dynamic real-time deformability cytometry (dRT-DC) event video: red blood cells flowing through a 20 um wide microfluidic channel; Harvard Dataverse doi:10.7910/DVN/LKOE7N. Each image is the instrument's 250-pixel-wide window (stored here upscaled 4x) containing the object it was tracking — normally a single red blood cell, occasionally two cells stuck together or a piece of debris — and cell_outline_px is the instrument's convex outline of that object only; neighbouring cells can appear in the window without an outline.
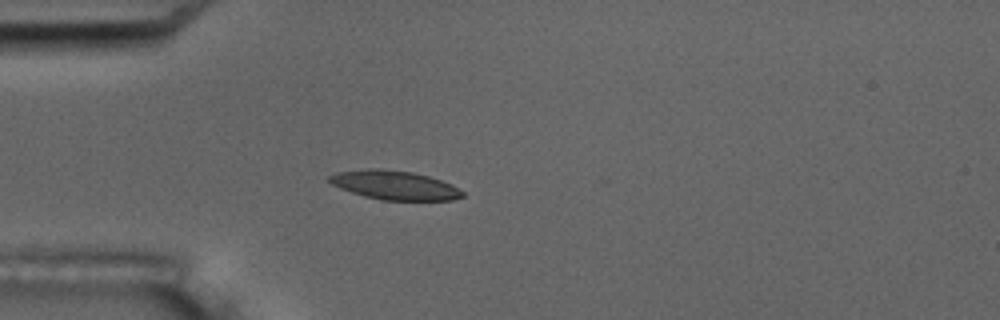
{"species": "common noctule bat (a hibernating species)", "species_latin": "Nyctalus noctula", "temperature_condition": "room temperature", "stored_images_in_passage": 5, "camera_frame_rate_fps": 3000, "um_per_image_px": 0.085, "animal": {"sex": "male", "body_mass_g": 17.5, "forearm_length_mm": 52.3}, "frame": {"image": 1, "passage_image": 4, "time_ms": 4.333, "image_size_px": [1000, 320], "cell_outline_px": [[464, 196], [452, 200], [380, 200], [364, 196], [340, 188], [332, 184], [328, 180], [328, 176], [336, 172], [368, 168], [384, 168], [412, 172], [428, 176], [452, 184], [464, 192]], "centroid_in_image_um": [33.53, 15.73], "position_along_channel_um": 51.5, "area_um2": 22.6}}